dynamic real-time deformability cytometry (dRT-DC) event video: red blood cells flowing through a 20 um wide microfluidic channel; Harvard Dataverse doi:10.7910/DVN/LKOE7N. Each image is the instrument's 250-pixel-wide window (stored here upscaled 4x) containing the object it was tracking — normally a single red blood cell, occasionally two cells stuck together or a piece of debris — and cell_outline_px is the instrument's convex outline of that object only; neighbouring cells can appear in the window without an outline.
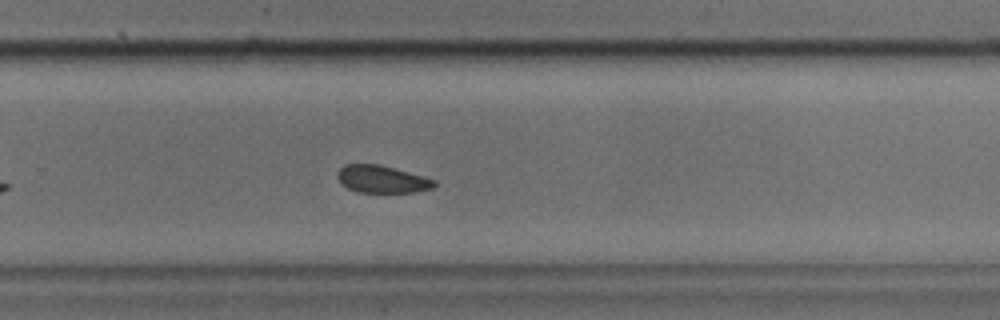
{"species": "common noctule bat (a hibernating species)", "species_latin": "Nyctalus noctula", "temperature_condition": "cold", "stored_images_in_passage": 35, "camera_frame_rate_fps": 3000, "um_per_image_px": 0.085, "animal": {"sex": "male", "body_mass_g": 17.9, "forearm_length_mm": 54.2}, "frame": {"image": 1, "passage_image": 20, "time_ms": 6.333, "image_size_px": [1000, 320], "cell_outline_px": [[436, 184], [432, 188], [412, 192], [356, 192], [340, 184], [336, 176], [336, 172], [344, 164], [380, 164], [424, 176], [436, 180]], "centroid_in_image_um": [32.42, 15.22], "position_along_channel_um": 297.4, "area_um2": 15.61}}